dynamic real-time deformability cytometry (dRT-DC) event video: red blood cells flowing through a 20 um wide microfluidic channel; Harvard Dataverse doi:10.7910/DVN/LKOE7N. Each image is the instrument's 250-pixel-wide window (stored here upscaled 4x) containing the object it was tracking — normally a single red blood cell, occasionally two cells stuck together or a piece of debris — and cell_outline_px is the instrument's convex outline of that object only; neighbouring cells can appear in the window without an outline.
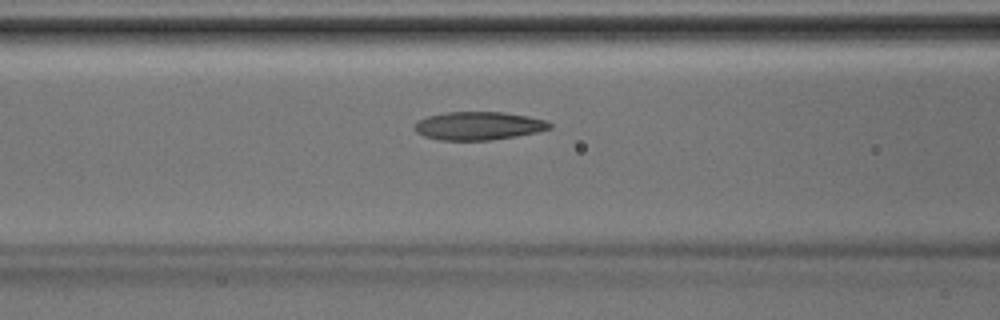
{"species": "Egyptian fruit bat (a non-hibernating species)", "species_latin": "Rousettus aegyptiacus", "temperature_condition": "room temperature", "stored_images_in_passage": 42, "camera_frame_rate_fps": 3000, "um_per_image_px": 0.085, "animal": {"sex": "male"}, "frame": {"image": 1, "passage_image": 17, "time_ms": 5.333, "image_size_px": [1000, 320], "cell_outline_px": [[552, 128], [536, 132], [516, 136], [488, 140], [440, 140], [424, 136], [416, 132], [412, 128], [416, 120], [428, 116], [444, 112], [504, 112], [528, 116], [548, 120], [552, 124]], "centroid_in_image_um": [40.65, 10.69], "position_along_channel_um": 125.9, "area_um2": 22.43}}
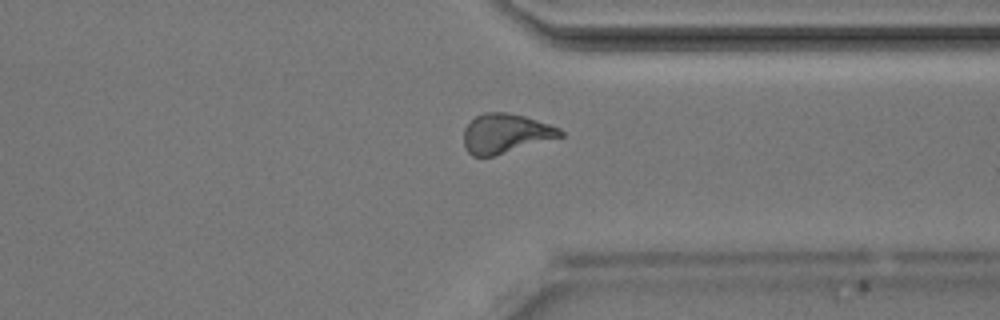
{"frame": {"image": 2, "passage_image": 32, "time_ms": 10.333, "image_size_px": [1000, 320], "cell_outline_px": [[564, 136], [492, 156], [472, 156], [464, 148], [464, 128], [476, 116], [484, 112], [508, 112], [524, 116], [560, 128], [564, 132]], "centroid_in_image_um": [42.96, 11.34], "position_along_channel_um": 368.4, "area_um2": 22.02}}
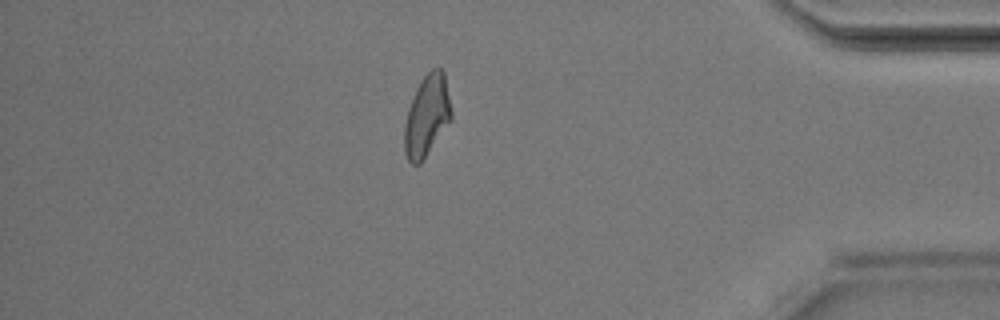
{"frame": {"image": 3, "passage_image": 36, "time_ms": 11.667, "image_size_px": [1000, 320], "cell_outline_px": [[452, 120], [420, 164], [412, 164], [408, 160], [404, 152], [404, 124], [408, 108], [416, 88], [420, 80], [432, 68], [440, 68], [444, 72], [452, 112]], "centroid_in_image_um": [36.28, 9.85], "position_along_channel_um": 398.9, "area_um2": 22.37}}